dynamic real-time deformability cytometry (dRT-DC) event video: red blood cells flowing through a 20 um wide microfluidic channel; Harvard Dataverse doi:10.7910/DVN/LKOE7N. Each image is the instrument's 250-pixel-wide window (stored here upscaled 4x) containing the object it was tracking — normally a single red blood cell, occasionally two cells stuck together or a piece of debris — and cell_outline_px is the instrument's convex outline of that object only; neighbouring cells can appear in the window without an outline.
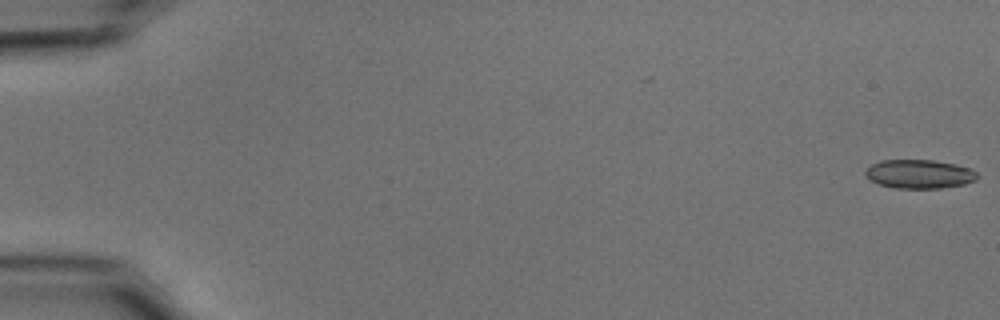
{"species": "common noctule bat (a hibernating species)", "species_latin": "Nyctalus noctula", "temperature_condition": "cold", "stored_images_in_passage": 15, "camera_frame_rate_fps": 3000, "um_per_image_px": 0.085, "animal": {"sex": "male", "body_mass_g": 15.6}, "frame": {"image": 1, "passage_image": 1, "time_ms": 0.0, "image_size_px": [1000, 320], "cell_outline_px": [[980, 176], [976, 180], [964, 184], [944, 188], [892, 188], [880, 184], [872, 180], [864, 172], [872, 164], [880, 160], [932, 160], [956, 164], [972, 168]], "centroid_in_image_um": [78.2, 14.79], "position_along_channel_um": 6.8, "area_um2": 18.84}}
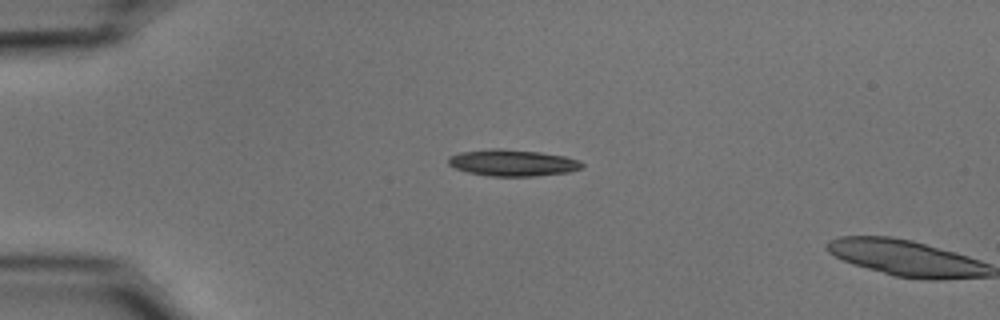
{"frame": {"image": 2, "passage_image": 14, "time_ms": 4.333, "image_size_px": [1000, 320], "cell_outline_px": [[584, 168], [568, 172], [536, 176], [488, 176], [468, 172], [456, 168], [448, 164], [448, 156], [460, 152], [488, 148], [500, 148], [540, 152], [564, 156], [580, 160], [584, 164]], "centroid_in_image_um": [43.58, 13.83], "position_along_channel_um": 41.4, "area_um2": 20.87}}